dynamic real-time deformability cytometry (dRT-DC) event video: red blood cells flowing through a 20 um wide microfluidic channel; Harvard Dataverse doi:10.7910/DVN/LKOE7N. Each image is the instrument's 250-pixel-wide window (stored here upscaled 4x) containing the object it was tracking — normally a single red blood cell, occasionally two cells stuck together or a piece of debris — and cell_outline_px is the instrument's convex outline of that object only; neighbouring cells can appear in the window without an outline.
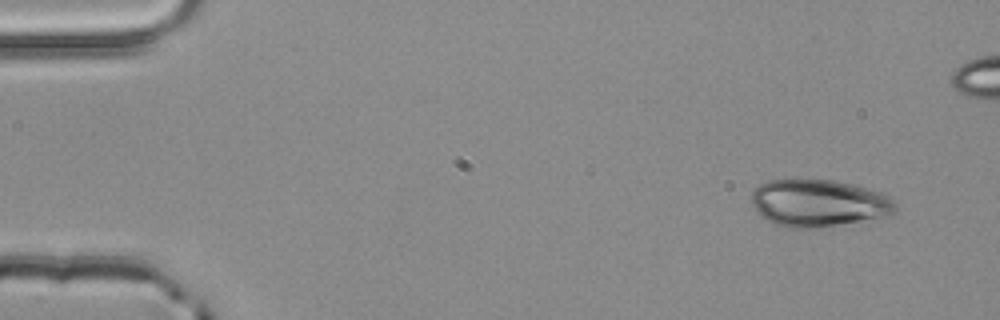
{"species": "common noctule bat (a hibernating species)", "species_latin": "Nyctalus noctula", "temperature_condition": "room temperature", "stored_images_in_passage": 4, "camera_frame_rate_fps": 3000, "um_per_image_px": 0.085, "animal": {"sex": "male", "body_mass_g": 20.4}, "frame": {"image": 1, "passage_image": 1, "time_ms": 0.0, "image_size_px": [1000, 320], "cell_outline_px": [[896, 212], [888, 216], [812, 228], [784, 228], [768, 220], [756, 212], [752, 204], [752, 192], [760, 184], [768, 180], [832, 180], [852, 184], [880, 192], [888, 196], [896, 204]], "centroid_in_image_um": [69.56, 17.26], "position_along_channel_um": 15.4, "area_um2": 39.3}}